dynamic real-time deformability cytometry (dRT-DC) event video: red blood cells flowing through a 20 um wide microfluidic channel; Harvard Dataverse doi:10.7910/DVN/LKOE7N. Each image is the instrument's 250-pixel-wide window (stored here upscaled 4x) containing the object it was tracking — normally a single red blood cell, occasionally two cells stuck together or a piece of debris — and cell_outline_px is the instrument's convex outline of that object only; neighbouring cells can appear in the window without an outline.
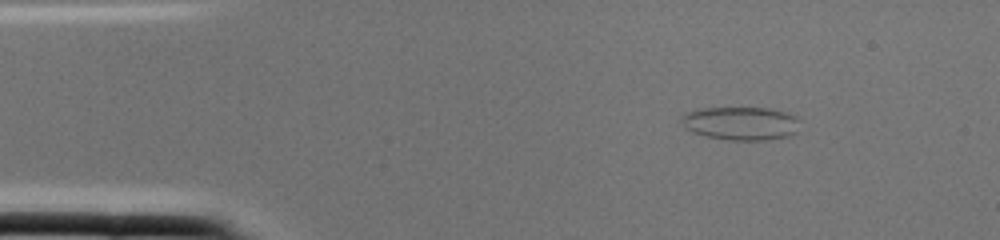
{"species": "common noctule bat (a hibernating species)", "species_latin": "Nyctalus noctula", "temperature_condition": "cold", "stored_images_in_passage": 2, "camera_frame_rate_fps": 3000, "um_per_image_px": 0.085, "animal": {"sex": "female", "body_mass_g": 22.0, "forearm_length_mm": 56.7}, "frame": {"image": 1, "passage_image": 2, "time_ms": 0.333, "image_size_px": [1000, 240], "cell_outline_px": [[800, 120], [796, 132], [788, 136], [768, 140], [728, 140], [708, 136], [692, 132], [684, 128], [680, 120], [680, 116], [684, 112], [700, 108], [768, 108], [784, 112], [796, 116]], "centroid_in_image_um": [62.93, 10.48], "position_along_channel_um": 22.1, "area_um2": 23.24}}